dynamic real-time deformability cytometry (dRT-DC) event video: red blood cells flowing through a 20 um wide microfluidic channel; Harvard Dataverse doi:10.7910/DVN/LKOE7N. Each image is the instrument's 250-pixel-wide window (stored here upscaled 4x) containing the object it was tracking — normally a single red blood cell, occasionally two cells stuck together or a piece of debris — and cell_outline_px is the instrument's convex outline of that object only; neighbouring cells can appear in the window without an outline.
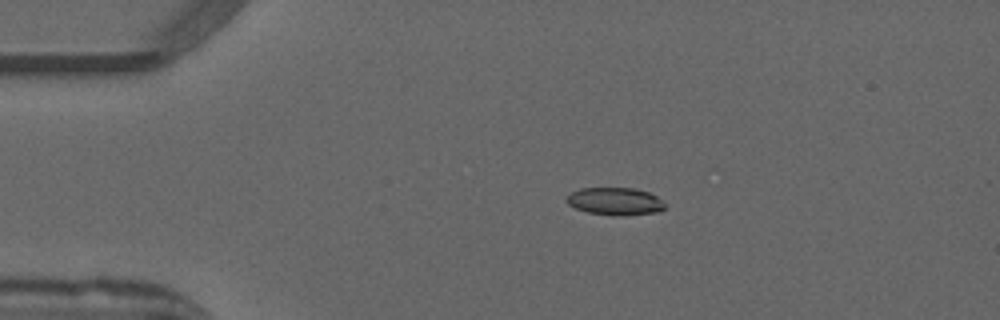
{"species": "common noctule bat (a hibernating species)", "species_latin": "Nyctalus noctula", "temperature_condition": "warm", "stored_images_in_passage": 24, "camera_frame_rate_fps": 3000, "um_per_image_px": 0.085, "animal": {"sex": "male", "forearm_length_mm": 52.5}, "frame": {"image": 1, "passage_image": 10, "time_ms": 3.0, "image_size_px": [1000, 320], "cell_outline_px": [[664, 208], [660, 212], [624, 216], [616, 216], [588, 212], [576, 208], [568, 204], [564, 200], [564, 196], [580, 188], [632, 188], [648, 192], [656, 196], [664, 204]], "centroid_in_image_um": [52.24, 17.12], "position_along_channel_um": 32.8, "area_um2": 15.9}}
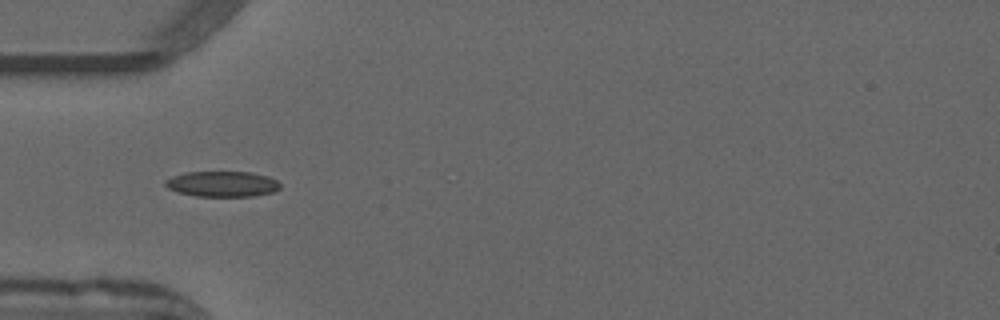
{"frame": {"image": 2, "passage_image": 16, "time_ms": 5.0, "image_size_px": [1000, 320], "cell_outline_px": [[280, 188], [272, 192], [252, 196], [196, 196], [176, 192], [168, 188], [164, 184], [164, 180], [172, 176], [184, 172], [252, 172], [268, 176], [276, 180], [280, 184]], "centroid_in_image_um": [18.86, 15.63], "position_along_channel_um": 66.1, "area_um2": 17.17}}
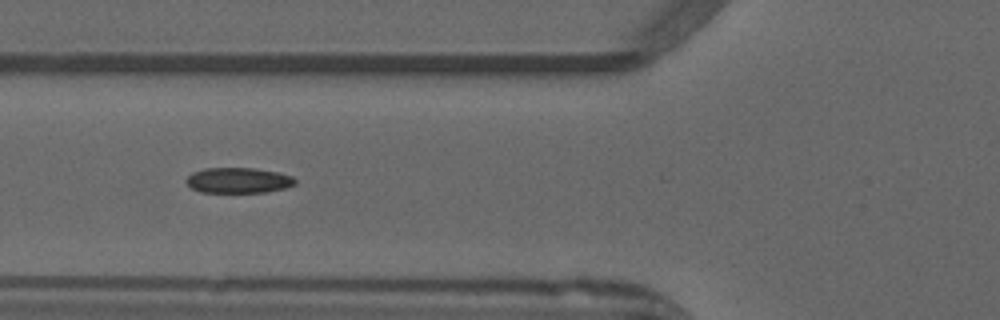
{"frame": {"image": 3, "passage_image": 19, "time_ms": 6.0, "image_size_px": [1000, 320], "cell_outline_px": [[296, 184], [284, 188], [264, 192], [200, 192], [192, 188], [184, 180], [192, 172], [204, 168], [252, 168], [280, 172], [292, 176], [296, 180]], "centroid_in_image_um": [20.25, 15.32], "position_along_channel_um": 105.5, "area_um2": 16.18}}